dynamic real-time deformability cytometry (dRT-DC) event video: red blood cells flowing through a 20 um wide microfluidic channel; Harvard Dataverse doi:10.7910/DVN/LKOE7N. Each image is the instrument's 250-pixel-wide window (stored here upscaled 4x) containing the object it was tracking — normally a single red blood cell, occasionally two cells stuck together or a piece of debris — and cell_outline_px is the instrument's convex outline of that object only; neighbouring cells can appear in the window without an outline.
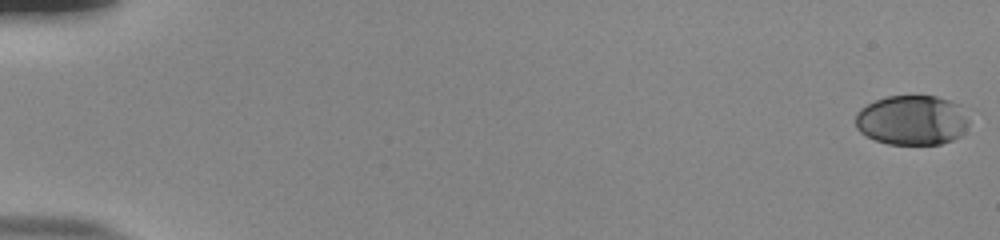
{"species": "human", "species_latin": "Homo sapiens", "temperature_condition": "room temperature", "stored_images_in_passage": 55, "camera_frame_rate_fps": 3000, "um_per_image_px": 0.085, "donor": {"sex": "male"}, "frame": {"image": 1, "passage_image": 1, "time_ms": 0.0, "image_size_px": [1000, 240], "cell_outline_px": [[968, 124], [964, 132], [960, 136], [952, 140], [940, 144], [888, 144], [864, 136], [856, 128], [856, 112], [860, 108], [884, 96], [936, 96], [960, 104], [968, 120]], "centroid_in_image_um": [77.5, 10.21], "position_along_channel_um": 7.5, "area_um2": 33.12}}
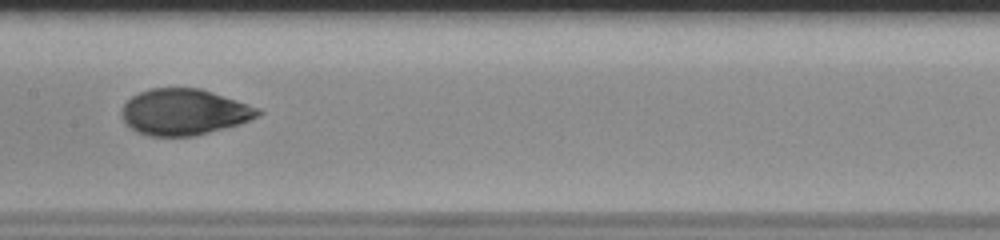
{"frame": {"image": 2, "passage_image": 30, "time_ms": 9.667, "image_size_px": [1000, 240], "cell_outline_px": [[264, 112], [260, 116], [240, 124], [196, 136], [152, 136], [136, 132], [120, 116], [120, 112], [124, 104], [132, 96], [140, 92], [152, 88], [200, 88], [260, 108]], "centroid_in_image_um": [15.67, 9.53], "position_along_channel_um": 191.7, "area_um2": 36.7}}
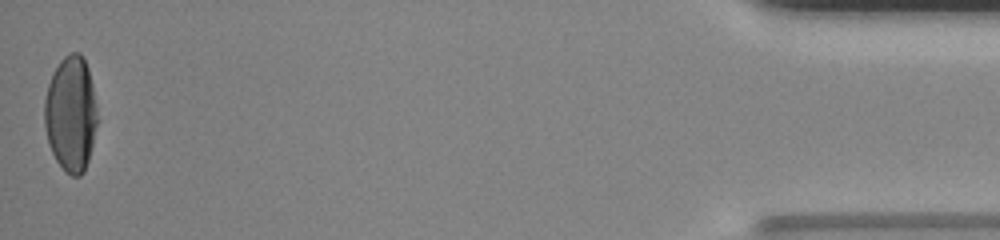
{"frame": {"image": 3, "passage_image": 55, "time_ms": 18.0, "image_size_px": [1000, 240], "cell_outline_px": [[100, 120], [88, 160], [84, 172], [80, 176], [72, 176], [56, 160], [48, 144], [44, 124], [44, 100], [48, 84], [60, 60], [64, 56], [72, 52], [80, 52], [84, 56], [88, 68], [92, 84]], "centroid_in_image_um": [6.05, 9.67], "position_along_channel_um": 429.1, "area_um2": 36.07}, "authors_computed_cell_mechanics": {"area_um2": 36.5296, "velocity_mm_per_s": 3.8337, "shape_relaxation_time_tau1_ms": 5.5138, "shape_relaxation_time_tau2_ms": 0.8008, "deformation_change_tau1": 0.2072, "deformation_change_tau2": 0.0425}}